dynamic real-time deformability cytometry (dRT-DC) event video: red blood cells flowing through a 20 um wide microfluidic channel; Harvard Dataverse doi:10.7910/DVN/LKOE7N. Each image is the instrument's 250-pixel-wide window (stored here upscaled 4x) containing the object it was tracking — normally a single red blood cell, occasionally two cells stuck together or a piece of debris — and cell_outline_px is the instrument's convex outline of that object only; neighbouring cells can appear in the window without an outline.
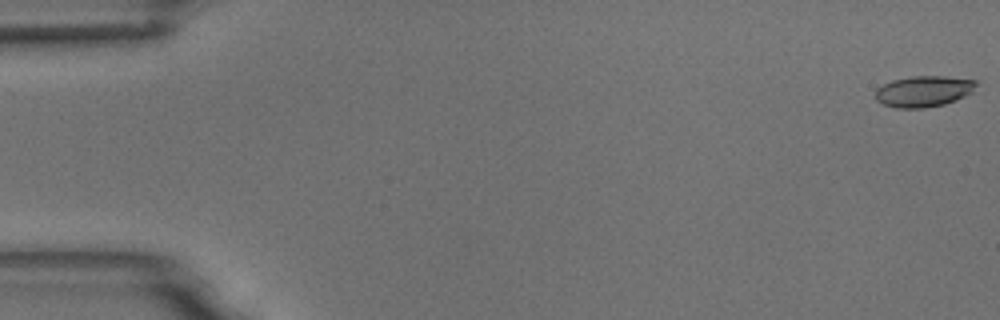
{"species": "common noctule bat (a hibernating species)", "species_latin": "Nyctalus noctula", "temperature_condition": "room temperature", "stored_images_in_passage": 55, "camera_frame_rate_fps": 3000, "um_per_image_px": 0.085, "animal": {"sex": "male", "body_mass_g": 18.8}, "frame": {"image": 1, "passage_image": 1, "time_ms": 0.0, "image_size_px": [1000, 320], "cell_outline_px": [[976, 84], [972, 92], [956, 100], [944, 104], [924, 108], [896, 108], [884, 104], [876, 100], [876, 88], [892, 80], [912, 76], [944, 76], [976, 80]], "centroid_in_image_um": [78.5, 7.76], "position_along_channel_um": 6.5, "area_um2": 18.15}}
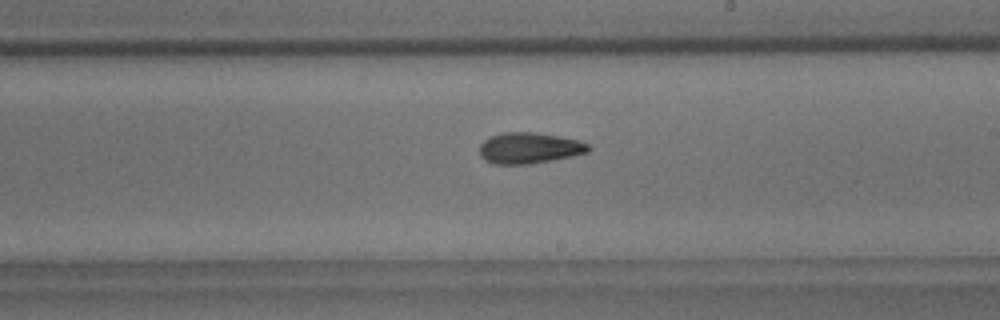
{"frame": {"image": 2, "passage_image": 32, "time_ms": 10.333, "image_size_px": [1000, 320], "cell_outline_px": [[592, 148], [588, 152], [572, 156], [552, 160], [528, 164], [492, 164], [484, 160], [480, 156], [480, 144], [484, 140], [492, 136], [504, 132], [532, 132], [556, 136], [576, 140], [588, 144]], "centroid_in_image_um": [44.96, 12.59], "position_along_channel_um": 244.0, "area_um2": 19.54}}
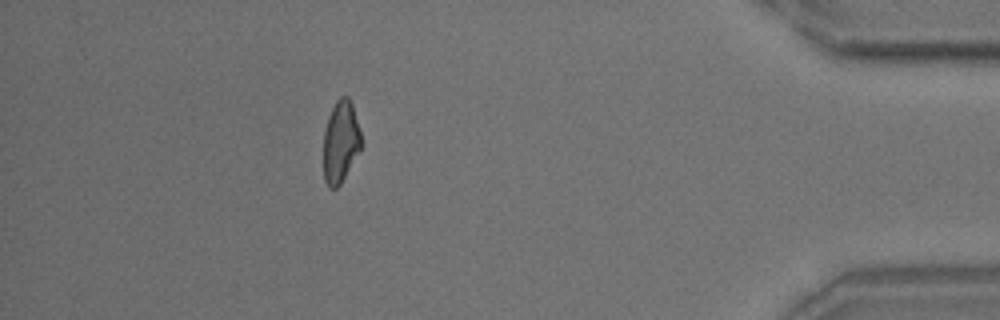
{"frame": {"image": 3, "passage_image": 49, "time_ms": 16.0, "image_size_px": [1000, 320], "cell_outline_px": [[364, 144], [340, 184], [336, 188], [328, 188], [324, 180], [324, 132], [328, 116], [336, 100], [340, 96], [348, 96], [352, 104]], "centroid_in_image_um": [28.96, 12.05], "position_along_channel_um": 406.2, "area_um2": 18.15}, "authors_computed_cell_mechanics": {"area_um2": 18.8428, "velocity_mm_per_s": 3.7234, "shape_relaxation_time_tau1_ms": 7.6169, "shape_relaxation_time_tau2_ms": 3.6632, "deformation_change_tau1": 0.2, "deformation_change_tau2": 0.1136}}